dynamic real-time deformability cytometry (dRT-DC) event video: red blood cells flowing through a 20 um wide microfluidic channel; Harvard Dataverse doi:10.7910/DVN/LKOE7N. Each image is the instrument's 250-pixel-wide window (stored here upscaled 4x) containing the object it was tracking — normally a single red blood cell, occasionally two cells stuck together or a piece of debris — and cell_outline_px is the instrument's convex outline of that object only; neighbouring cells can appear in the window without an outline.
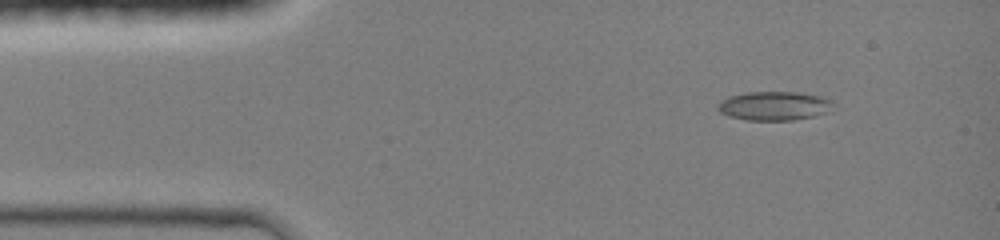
{"species": "common noctule bat (a hibernating species)", "species_latin": "Nyctalus noctula", "temperature_condition": "room temperature", "stored_images_in_passage": 10, "camera_frame_rate_fps": 3000, "um_per_image_px": 0.085, "animal": {"sex": "female", "body_mass_g": 19.0, "forearm_length_mm": 51.5}, "frame": {"image": 1, "passage_image": 3, "time_ms": 0.667, "image_size_px": [1000, 240], "cell_outline_px": [[832, 100], [824, 112], [812, 116], [792, 120], [744, 120], [728, 116], [720, 112], [716, 108], [716, 104], [720, 100], [728, 96], [748, 92], [796, 92], [820, 96]], "centroid_in_image_um": [65.66, 8.99], "position_along_channel_um": 19.3, "area_um2": 19.19}}
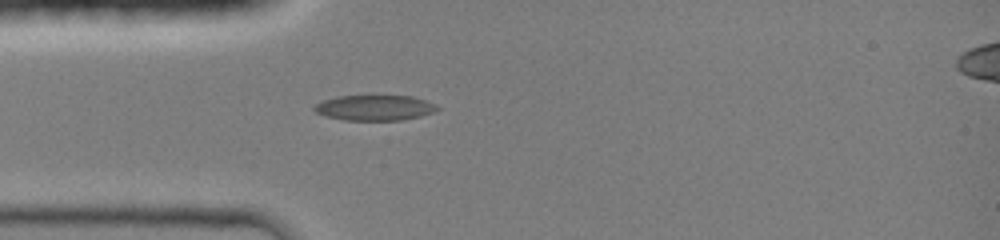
{"frame": {"image": 2, "passage_image": 7, "time_ms": 2.0, "image_size_px": [1000, 240], "cell_outline_px": [[440, 108], [432, 112], [420, 116], [400, 120], [344, 120], [324, 116], [316, 112], [312, 108], [316, 104], [324, 100], [336, 96], [412, 96], [436, 104]], "centroid_in_image_um": [31.82, 9.16], "position_along_channel_um": 53.2, "area_um2": 18.09}}
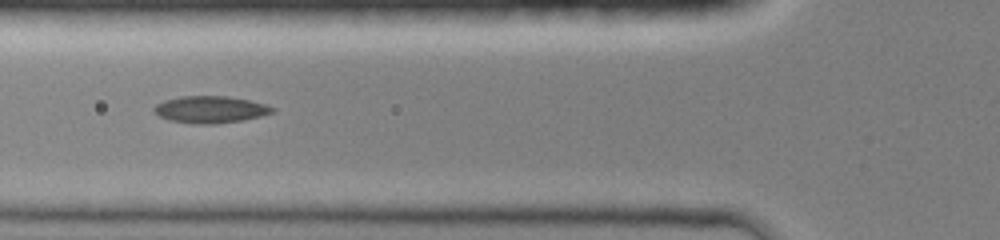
{"frame": {"image": 3, "passage_image": 9, "time_ms": 2.667, "image_size_px": [1000, 240], "cell_outline_px": [[276, 108], [272, 112], [260, 116], [244, 120], [216, 124], [192, 124], [168, 120], [152, 112], [152, 108], [156, 104], [164, 100], [180, 96], [228, 96], [248, 100], [264, 104]], "centroid_in_image_um": [17.82, 9.31], "position_along_channel_um": 108.0, "area_um2": 18.73}}